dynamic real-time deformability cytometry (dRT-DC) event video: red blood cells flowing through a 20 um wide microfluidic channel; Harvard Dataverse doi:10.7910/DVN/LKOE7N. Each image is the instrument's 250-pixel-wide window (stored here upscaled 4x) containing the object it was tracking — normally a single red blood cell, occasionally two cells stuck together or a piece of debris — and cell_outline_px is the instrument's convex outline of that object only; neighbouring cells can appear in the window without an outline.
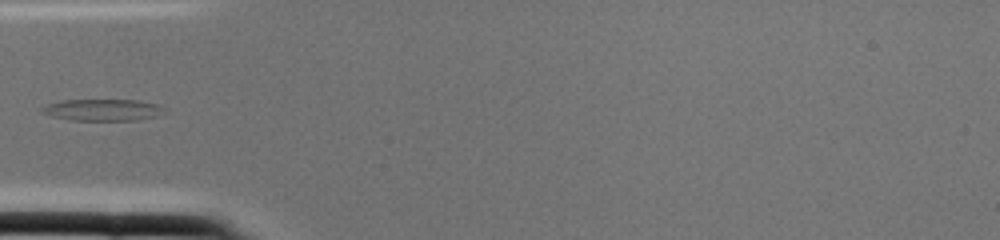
{"species": "common noctule bat (a hibernating species)", "species_latin": "Nyctalus noctula", "temperature_condition": "cold", "stored_images_in_passage": 2, "camera_frame_rate_fps": 3000, "um_per_image_px": 0.085, "animal": {"sex": "female", "body_mass_g": 22.0, "forearm_length_mm": 56.7}, "frame": {"image": 1, "passage_image": 2, "time_ms": 0.333, "image_size_px": [1000, 240], "cell_outline_px": [[164, 112], [156, 116], [136, 120], [68, 120], [48, 116], [40, 112], [40, 108], [48, 104], [64, 100], [136, 100], [156, 104], [164, 108]], "centroid_in_image_um": [8.66, 9.35], "position_along_channel_um": 76.3, "area_um2": 15.43}}